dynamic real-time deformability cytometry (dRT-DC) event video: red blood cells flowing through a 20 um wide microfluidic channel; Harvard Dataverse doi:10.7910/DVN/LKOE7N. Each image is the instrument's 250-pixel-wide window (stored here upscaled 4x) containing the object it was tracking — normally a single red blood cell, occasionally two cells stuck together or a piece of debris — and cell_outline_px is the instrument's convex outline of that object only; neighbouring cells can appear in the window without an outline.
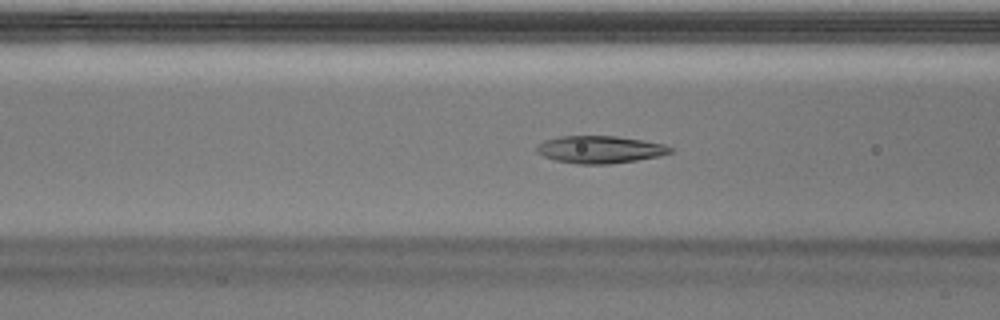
{"species": "Egyptian fruit bat (a non-hibernating species)", "species_latin": "Rousettus aegyptiacus", "temperature_condition": "warm", "stored_images_in_passage": 49, "camera_frame_rate_fps": 3000, "um_per_image_px": 0.085, "animal": {"sex": "male"}, "frame": {"image": 1, "passage_image": 19, "time_ms": 6.0, "image_size_px": [1000, 320], "cell_outline_px": [[672, 152], [660, 156], [636, 160], [608, 164], [580, 164], [556, 160], [544, 156], [536, 152], [536, 148], [544, 140], [560, 136], [616, 136], [664, 144], [672, 148]], "centroid_in_image_um": [50.99, 12.71], "position_along_channel_um": 115.6, "area_um2": 21.1}}
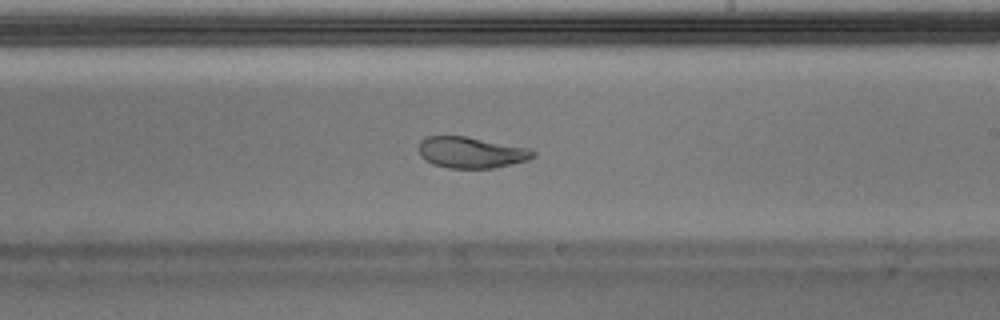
{"frame": {"image": 2, "passage_image": 29, "time_ms": 9.333, "image_size_px": [1000, 320], "cell_outline_px": [[536, 156], [512, 164], [492, 168], [448, 168], [432, 164], [420, 156], [420, 140], [428, 136], [464, 136], [528, 148], [536, 152]], "centroid_in_image_um": [40.03, 12.96], "position_along_channel_um": 249.0, "area_um2": 20.52}}
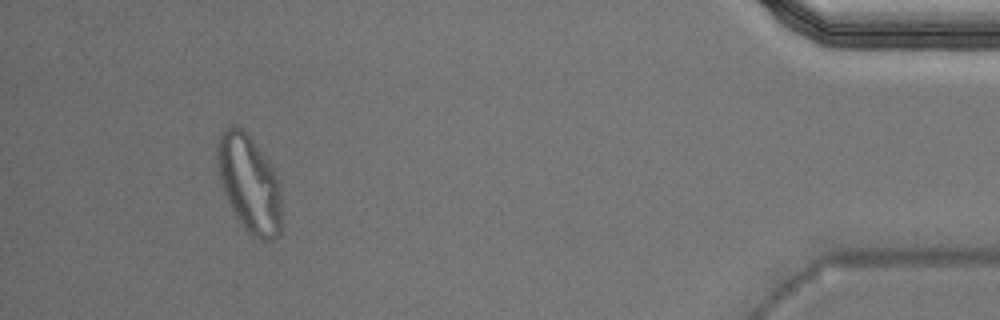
{"frame": {"image": 3, "passage_image": 46, "time_ms": 15.0, "image_size_px": [1000, 320], "cell_outline_px": [[280, 236], [272, 240], [260, 240], [252, 236], [240, 224], [224, 192], [216, 168], [216, 148], [220, 132], [232, 124], [236, 124], [248, 132], [268, 160], [280, 184]], "centroid_in_image_um": [21.16, 15.56], "position_along_channel_um": 414.0, "area_um2": 36.88}, "authors_computed_cell_mechanics": {"area_um2": 21.675, "velocity_mm_per_s": 4.0001, "shape_relaxation_time_tau1_ms": null, "shape_relaxation_time_tau2_ms": 1.2453, "deformation_change_tau1": null, "deformation_change_tau2": 0.0687}}